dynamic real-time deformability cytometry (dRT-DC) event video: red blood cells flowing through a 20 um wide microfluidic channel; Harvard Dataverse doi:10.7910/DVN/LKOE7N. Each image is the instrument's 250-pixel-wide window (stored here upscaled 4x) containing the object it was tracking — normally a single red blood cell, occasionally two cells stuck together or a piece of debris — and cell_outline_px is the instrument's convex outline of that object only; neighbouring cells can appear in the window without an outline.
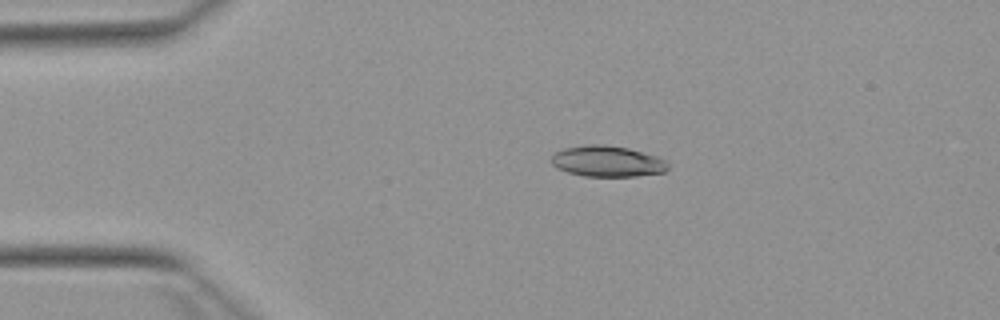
{"species": "Egyptian fruit bat (a non-hibernating species)", "species_latin": "Rousettus aegyptiacus", "temperature_condition": "warm", "stored_images_in_passage": 47, "camera_frame_rate_fps": 3000, "um_per_image_px": 0.085, "animal": {"sex": "female"}, "frame": {"image": 1, "passage_image": 6, "time_ms": 1.667, "image_size_px": [1000, 320], "cell_outline_px": [[668, 168], [664, 172], [636, 176], [584, 176], [568, 172], [552, 164], [552, 156], [556, 152], [564, 148], [588, 144], [604, 144], [628, 148], [656, 156], [668, 160]], "centroid_in_image_um": [51.66, 13.7], "position_along_channel_um": 33.3, "area_um2": 20.92}}
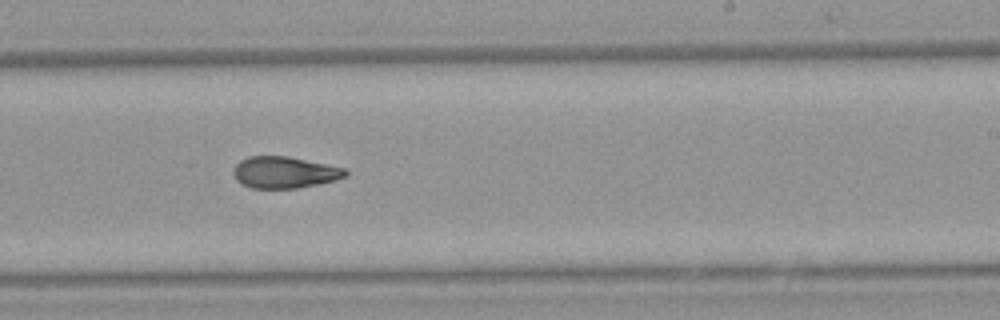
{"frame": {"image": 2, "passage_image": 27, "time_ms": 8.667, "image_size_px": [1000, 320], "cell_outline_px": [[348, 172], [344, 176], [336, 180], [296, 188], [252, 188], [240, 184], [236, 180], [232, 172], [236, 164], [240, 160], [248, 156], [288, 156], [344, 168]], "centroid_in_image_um": [24.12, 14.65], "position_along_channel_um": 264.9, "area_um2": 20.52}}
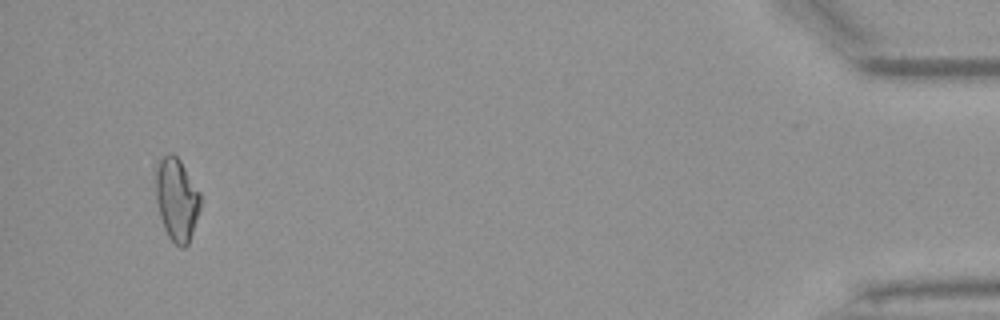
{"frame": {"image": 3, "passage_image": 45, "time_ms": 14.667, "image_size_px": [1000, 320], "cell_outline_px": [[200, 212], [188, 244], [184, 248], [180, 248], [168, 236], [164, 228], [160, 216], [156, 200], [156, 168], [160, 160], [168, 152], [172, 152], [180, 160], [200, 192]], "centroid_in_image_um": [15.03, 16.96], "position_along_channel_um": 420.2, "area_um2": 21.56}, "authors_computed_cell_mechanics": {"area_um2": 21.2126, "velocity_mm_per_s": 3.9192, "shape_relaxation_time_tau1_ms": null, "shape_relaxation_time_tau2_ms": 3.6685, "deformation_change_tau1": null, "deformation_change_tau2": 0.1072}}